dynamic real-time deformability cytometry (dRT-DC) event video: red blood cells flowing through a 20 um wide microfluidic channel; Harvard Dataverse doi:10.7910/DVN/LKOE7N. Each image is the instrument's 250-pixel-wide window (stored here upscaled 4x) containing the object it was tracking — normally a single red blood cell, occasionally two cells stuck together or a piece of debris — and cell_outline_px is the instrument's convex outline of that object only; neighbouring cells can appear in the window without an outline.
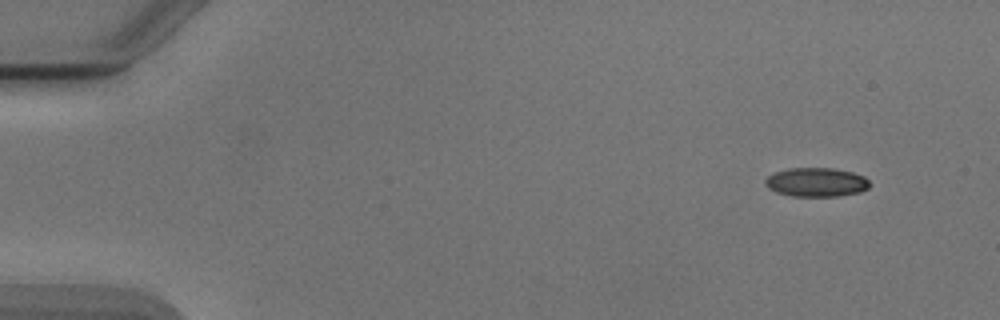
{"species": "Egyptian fruit bat (a non-hibernating species)", "species_latin": "Rousettus aegyptiacus", "temperature_condition": "cold", "stored_images_in_passage": 7, "camera_frame_rate_fps": 3000, "um_per_image_px": 0.085, "animal": {"sex": "male"}, "frame": {"image": 1, "passage_image": 1, "time_ms": 0.0, "image_size_px": [1000, 320], "cell_outline_px": [[872, 184], [868, 188], [860, 192], [836, 196], [792, 196], [776, 192], [768, 188], [764, 184], [764, 180], [768, 176], [776, 172], [788, 168], [832, 168], [852, 172], [864, 176]], "centroid_in_image_um": [69.39, 15.49], "position_along_channel_um": 15.6, "area_um2": 17.69}}